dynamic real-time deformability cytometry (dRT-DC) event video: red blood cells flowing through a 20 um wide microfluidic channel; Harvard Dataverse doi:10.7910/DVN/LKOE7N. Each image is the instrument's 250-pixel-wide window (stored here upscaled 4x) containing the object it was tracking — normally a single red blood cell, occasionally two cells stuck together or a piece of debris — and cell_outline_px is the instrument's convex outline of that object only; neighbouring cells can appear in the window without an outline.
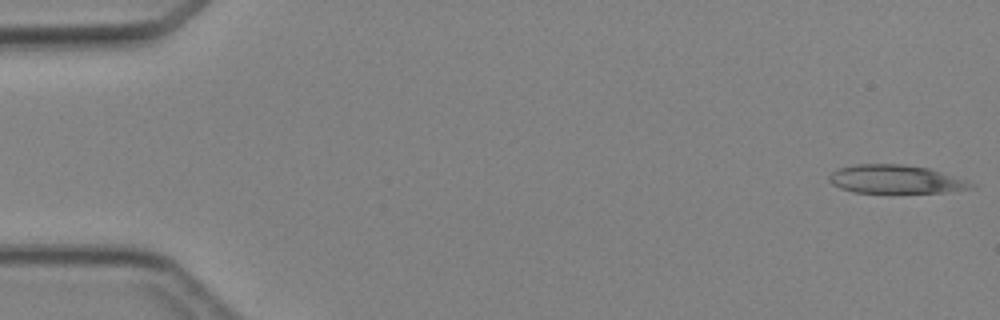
{"species": "Egyptian fruit bat (a non-hibernating species)", "species_latin": "Rousettus aegyptiacus", "temperature_condition": "cold", "stored_images_in_passage": 4, "camera_frame_rate_fps": 3000, "um_per_image_px": 0.085, "animal": {"sex": "female"}, "frame": {"image": 1, "passage_image": 1, "time_ms": 0.0, "image_size_px": [1000, 320], "cell_outline_px": [[976, 188], [944, 192], [852, 192], [840, 188], [832, 184], [828, 180], [828, 176], [832, 172], [840, 168], [856, 164], [904, 164], [928, 168], [968, 180], [976, 184]], "centroid_in_image_um": [76.16, 15.23], "position_along_channel_um": 8.8, "area_um2": 23.52}}